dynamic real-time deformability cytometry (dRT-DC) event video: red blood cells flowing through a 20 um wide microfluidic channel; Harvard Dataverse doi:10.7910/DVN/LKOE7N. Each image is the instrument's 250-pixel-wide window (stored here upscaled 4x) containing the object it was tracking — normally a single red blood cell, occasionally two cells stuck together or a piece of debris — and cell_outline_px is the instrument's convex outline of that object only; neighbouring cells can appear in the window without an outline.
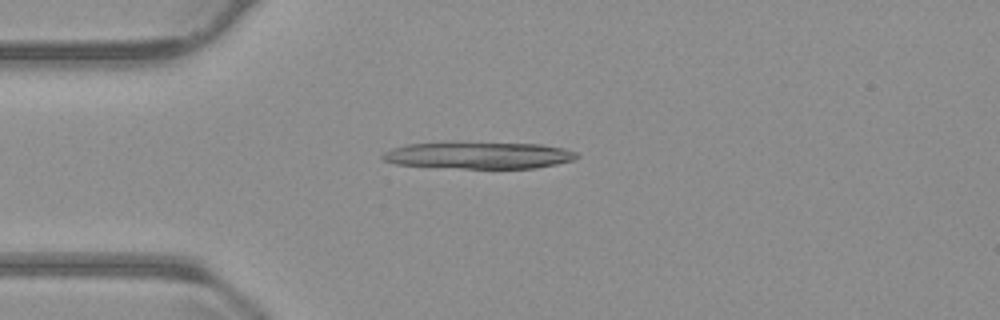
{"species": "common noctule bat (a hibernating species)", "species_latin": "Nyctalus noctula", "temperature_condition": "warm", "stored_images_in_passage": 23, "camera_frame_rate_fps": 3000, "um_per_image_px": 0.085, "animal": {"sex": "male", "body_mass_g": 23.1, "forearm_length_mm": 52.7}, "frame": {"image": 1, "passage_image": 10, "time_ms": 3.0, "image_size_px": [1000, 320], "cell_outline_px": [[580, 156], [572, 160], [556, 164], [536, 168], [464, 168], [396, 164], [384, 160], [380, 156], [384, 152], [392, 148], [408, 144], [540, 144], [564, 148], [576, 152]], "centroid_in_image_um": [40.74, 13.22], "position_along_channel_um": 44.3, "area_um2": 29.3}}
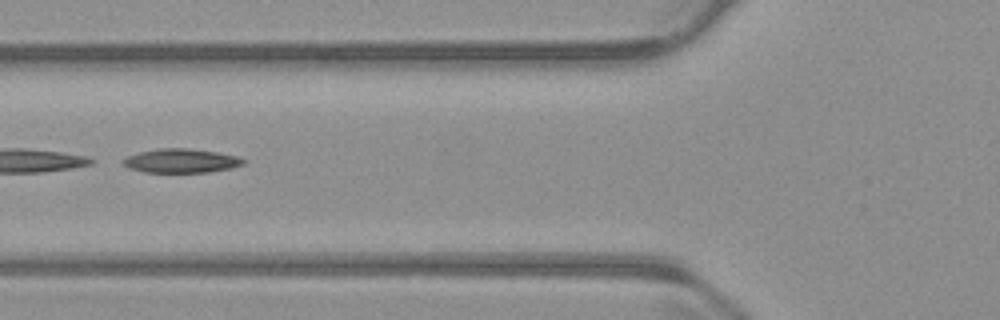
{"frame": {"image": 2, "passage_image": 17, "time_ms": 5.333, "image_size_px": [1000, 320], "cell_outline_px": [[244, 164], [228, 168], [208, 172], [144, 172], [128, 168], [124, 164], [124, 160], [128, 156], [140, 152], [160, 148], [188, 148], [216, 152], [236, 156], [244, 160]], "centroid_in_image_um": [15.38, 13.66], "position_along_channel_um": 110.4, "area_um2": 16.47}}
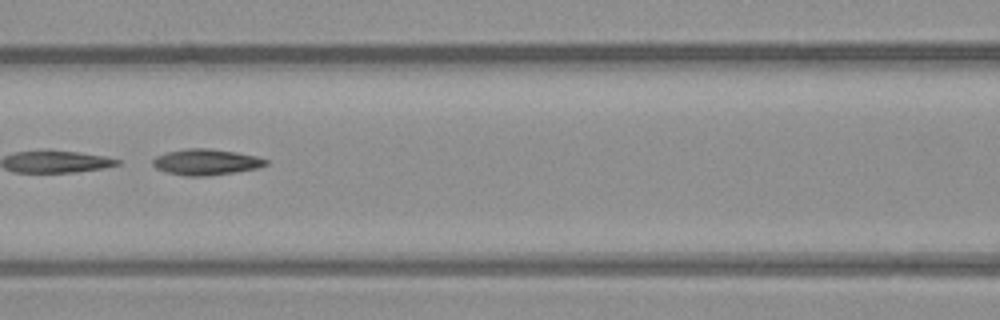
{"frame": {"image": 3, "passage_image": 20, "time_ms": 6.333, "image_size_px": [1000, 320], "cell_outline_px": [[268, 164], [256, 168], [208, 176], [184, 176], [168, 172], [156, 168], [152, 164], [152, 160], [156, 156], [168, 152], [188, 148], [208, 148], [236, 152], [256, 156], [268, 160]], "centroid_in_image_um": [17.5, 13.77], "position_along_channel_um": 149.1, "area_um2": 16.94}}